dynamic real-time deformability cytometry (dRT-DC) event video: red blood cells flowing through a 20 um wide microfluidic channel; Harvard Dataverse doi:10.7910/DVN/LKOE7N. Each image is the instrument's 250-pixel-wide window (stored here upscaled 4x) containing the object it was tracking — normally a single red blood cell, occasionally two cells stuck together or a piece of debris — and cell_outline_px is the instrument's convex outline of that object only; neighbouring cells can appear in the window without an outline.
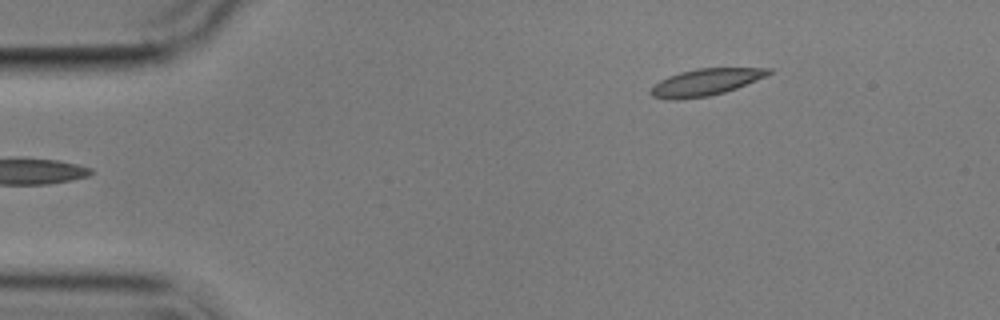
{"species": "common noctule bat (a hibernating species)", "species_latin": "Nyctalus noctula", "temperature_condition": "cold", "stored_images_in_passage": 3, "camera_frame_rate_fps": 3000, "um_per_image_px": 0.085, "animal": {"sex": "male", "body_mass_g": 17.9}, "frame": {"image": 1, "passage_image": 3, "time_ms": 3.333, "image_size_px": [1000, 320], "cell_outline_px": [[772, 72], [764, 76], [736, 88], [724, 92], [708, 96], [676, 100], [668, 100], [652, 96], [648, 92], [660, 80], [668, 76], [680, 72], [696, 68], [772, 68]], "centroid_in_image_um": [59.92, 6.99], "position_along_channel_um": 25.1, "area_um2": 18.21}}